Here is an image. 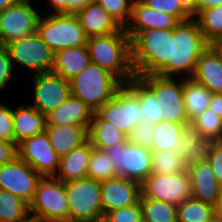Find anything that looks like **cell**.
<instances>
[{"label": "cell", "instance_id": "cell-1", "mask_svg": "<svg viewBox=\"0 0 222 222\" xmlns=\"http://www.w3.org/2000/svg\"><path fill=\"white\" fill-rule=\"evenodd\" d=\"M209 45L194 18L179 22L174 27V35L171 36L169 62L157 75L191 78L198 58Z\"/></svg>", "mask_w": 222, "mask_h": 222}, {"label": "cell", "instance_id": "cell-2", "mask_svg": "<svg viewBox=\"0 0 222 222\" xmlns=\"http://www.w3.org/2000/svg\"><path fill=\"white\" fill-rule=\"evenodd\" d=\"M91 63L112 73L122 84L135 77L131 60V40L122 29L119 33L87 38Z\"/></svg>", "mask_w": 222, "mask_h": 222}, {"label": "cell", "instance_id": "cell-3", "mask_svg": "<svg viewBox=\"0 0 222 222\" xmlns=\"http://www.w3.org/2000/svg\"><path fill=\"white\" fill-rule=\"evenodd\" d=\"M174 29H148L131 40V60L135 75H157L169 62Z\"/></svg>", "mask_w": 222, "mask_h": 222}, {"label": "cell", "instance_id": "cell-4", "mask_svg": "<svg viewBox=\"0 0 222 222\" xmlns=\"http://www.w3.org/2000/svg\"><path fill=\"white\" fill-rule=\"evenodd\" d=\"M71 95L96 112L123 85L112 73L90 63L69 80Z\"/></svg>", "mask_w": 222, "mask_h": 222}, {"label": "cell", "instance_id": "cell-5", "mask_svg": "<svg viewBox=\"0 0 222 222\" xmlns=\"http://www.w3.org/2000/svg\"><path fill=\"white\" fill-rule=\"evenodd\" d=\"M36 32L53 53L67 48L85 46L88 38L75 14L69 13L51 12L45 17L41 15Z\"/></svg>", "mask_w": 222, "mask_h": 222}, {"label": "cell", "instance_id": "cell-6", "mask_svg": "<svg viewBox=\"0 0 222 222\" xmlns=\"http://www.w3.org/2000/svg\"><path fill=\"white\" fill-rule=\"evenodd\" d=\"M68 198L64 182L42 177L29 203L30 217L42 222H68Z\"/></svg>", "mask_w": 222, "mask_h": 222}, {"label": "cell", "instance_id": "cell-7", "mask_svg": "<svg viewBox=\"0 0 222 222\" xmlns=\"http://www.w3.org/2000/svg\"><path fill=\"white\" fill-rule=\"evenodd\" d=\"M157 98L156 124L161 121L190 123L185 111L182 93V78L162 77L158 75L138 76ZM177 80V81H176Z\"/></svg>", "mask_w": 222, "mask_h": 222}, {"label": "cell", "instance_id": "cell-8", "mask_svg": "<svg viewBox=\"0 0 222 222\" xmlns=\"http://www.w3.org/2000/svg\"><path fill=\"white\" fill-rule=\"evenodd\" d=\"M68 198V222H86L103 215L100 182L91 178L64 182Z\"/></svg>", "mask_w": 222, "mask_h": 222}, {"label": "cell", "instance_id": "cell-9", "mask_svg": "<svg viewBox=\"0 0 222 222\" xmlns=\"http://www.w3.org/2000/svg\"><path fill=\"white\" fill-rule=\"evenodd\" d=\"M6 48L14 69L18 64L33 74L52 71L54 53L37 32L9 42Z\"/></svg>", "mask_w": 222, "mask_h": 222}, {"label": "cell", "instance_id": "cell-10", "mask_svg": "<svg viewBox=\"0 0 222 222\" xmlns=\"http://www.w3.org/2000/svg\"><path fill=\"white\" fill-rule=\"evenodd\" d=\"M114 161V170L120 177L142 183L152 169V150L130 143H118L103 149Z\"/></svg>", "mask_w": 222, "mask_h": 222}, {"label": "cell", "instance_id": "cell-11", "mask_svg": "<svg viewBox=\"0 0 222 222\" xmlns=\"http://www.w3.org/2000/svg\"><path fill=\"white\" fill-rule=\"evenodd\" d=\"M96 113L128 136L139 122V99L123 84Z\"/></svg>", "mask_w": 222, "mask_h": 222}, {"label": "cell", "instance_id": "cell-12", "mask_svg": "<svg viewBox=\"0 0 222 222\" xmlns=\"http://www.w3.org/2000/svg\"><path fill=\"white\" fill-rule=\"evenodd\" d=\"M40 16L31 0L0 11V44L7 45L11 41L36 33Z\"/></svg>", "mask_w": 222, "mask_h": 222}, {"label": "cell", "instance_id": "cell-13", "mask_svg": "<svg viewBox=\"0 0 222 222\" xmlns=\"http://www.w3.org/2000/svg\"><path fill=\"white\" fill-rule=\"evenodd\" d=\"M141 194L146 198L180 205L191 198V184L187 171L180 174L151 173L141 183Z\"/></svg>", "mask_w": 222, "mask_h": 222}, {"label": "cell", "instance_id": "cell-14", "mask_svg": "<svg viewBox=\"0 0 222 222\" xmlns=\"http://www.w3.org/2000/svg\"><path fill=\"white\" fill-rule=\"evenodd\" d=\"M17 156L42 177H54L59 168L60 156L52 148L46 131L17 144Z\"/></svg>", "mask_w": 222, "mask_h": 222}, {"label": "cell", "instance_id": "cell-15", "mask_svg": "<svg viewBox=\"0 0 222 222\" xmlns=\"http://www.w3.org/2000/svg\"><path fill=\"white\" fill-rule=\"evenodd\" d=\"M33 104L41 114H48L64 103L71 95L70 82L53 72L34 74Z\"/></svg>", "mask_w": 222, "mask_h": 222}, {"label": "cell", "instance_id": "cell-16", "mask_svg": "<svg viewBox=\"0 0 222 222\" xmlns=\"http://www.w3.org/2000/svg\"><path fill=\"white\" fill-rule=\"evenodd\" d=\"M41 178V175L18 156L11 162L0 165V189L11 192L28 204L33 199Z\"/></svg>", "mask_w": 222, "mask_h": 222}, {"label": "cell", "instance_id": "cell-17", "mask_svg": "<svg viewBox=\"0 0 222 222\" xmlns=\"http://www.w3.org/2000/svg\"><path fill=\"white\" fill-rule=\"evenodd\" d=\"M100 189L105 215L112 210L136 204L141 195L140 183L120 176L101 181Z\"/></svg>", "mask_w": 222, "mask_h": 222}, {"label": "cell", "instance_id": "cell-18", "mask_svg": "<svg viewBox=\"0 0 222 222\" xmlns=\"http://www.w3.org/2000/svg\"><path fill=\"white\" fill-rule=\"evenodd\" d=\"M191 184V197L216 207L222 198V186L217 182L208 161L187 165Z\"/></svg>", "mask_w": 222, "mask_h": 222}, {"label": "cell", "instance_id": "cell-19", "mask_svg": "<svg viewBox=\"0 0 222 222\" xmlns=\"http://www.w3.org/2000/svg\"><path fill=\"white\" fill-rule=\"evenodd\" d=\"M179 21L172 15L157 12L141 0H133L131 15L123 28L131 39L137 32L148 29H174Z\"/></svg>", "mask_w": 222, "mask_h": 222}, {"label": "cell", "instance_id": "cell-20", "mask_svg": "<svg viewBox=\"0 0 222 222\" xmlns=\"http://www.w3.org/2000/svg\"><path fill=\"white\" fill-rule=\"evenodd\" d=\"M87 37L119 33L123 27L95 0L75 13Z\"/></svg>", "mask_w": 222, "mask_h": 222}, {"label": "cell", "instance_id": "cell-21", "mask_svg": "<svg viewBox=\"0 0 222 222\" xmlns=\"http://www.w3.org/2000/svg\"><path fill=\"white\" fill-rule=\"evenodd\" d=\"M93 114L94 111L79 98L70 95L64 103L46 114V126L77 124L88 129Z\"/></svg>", "mask_w": 222, "mask_h": 222}, {"label": "cell", "instance_id": "cell-22", "mask_svg": "<svg viewBox=\"0 0 222 222\" xmlns=\"http://www.w3.org/2000/svg\"><path fill=\"white\" fill-rule=\"evenodd\" d=\"M191 78L211 93H222V59L211 45L198 58Z\"/></svg>", "mask_w": 222, "mask_h": 222}, {"label": "cell", "instance_id": "cell-23", "mask_svg": "<svg viewBox=\"0 0 222 222\" xmlns=\"http://www.w3.org/2000/svg\"><path fill=\"white\" fill-rule=\"evenodd\" d=\"M91 151L92 146L86 140L68 154L60 157L59 168L54 178L62 182L86 178Z\"/></svg>", "mask_w": 222, "mask_h": 222}, {"label": "cell", "instance_id": "cell-24", "mask_svg": "<svg viewBox=\"0 0 222 222\" xmlns=\"http://www.w3.org/2000/svg\"><path fill=\"white\" fill-rule=\"evenodd\" d=\"M20 104L13 109L14 143L17 145L26 138L41 134L46 130V115L31 105Z\"/></svg>", "mask_w": 222, "mask_h": 222}, {"label": "cell", "instance_id": "cell-25", "mask_svg": "<svg viewBox=\"0 0 222 222\" xmlns=\"http://www.w3.org/2000/svg\"><path fill=\"white\" fill-rule=\"evenodd\" d=\"M90 63L87 45L67 48L54 53V64L51 72L70 80Z\"/></svg>", "mask_w": 222, "mask_h": 222}, {"label": "cell", "instance_id": "cell-26", "mask_svg": "<svg viewBox=\"0 0 222 222\" xmlns=\"http://www.w3.org/2000/svg\"><path fill=\"white\" fill-rule=\"evenodd\" d=\"M52 148L62 157L87 140V129L82 125L46 126Z\"/></svg>", "mask_w": 222, "mask_h": 222}, {"label": "cell", "instance_id": "cell-27", "mask_svg": "<svg viewBox=\"0 0 222 222\" xmlns=\"http://www.w3.org/2000/svg\"><path fill=\"white\" fill-rule=\"evenodd\" d=\"M212 142L211 139L198 133L190 123L185 125L181 132L179 153L187 165L206 161Z\"/></svg>", "mask_w": 222, "mask_h": 222}, {"label": "cell", "instance_id": "cell-28", "mask_svg": "<svg viewBox=\"0 0 222 222\" xmlns=\"http://www.w3.org/2000/svg\"><path fill=\"white\" fill-rule=\"evenodd\" d=\"M128 136L108 121L102 119L96 112L87 129V140L93 148L101 149L118 143H127Z\"/></svg>", "mask_w": 222, "mask_h": 222}, {"label": "cell", "instance_id": "cell-29", "mask_svg": "<svg viewBox=\"0 0 222 222\" xmlns=\"http://www.w3.org/2000/svg\"><path fill=\"white\" fill-rule=\"evenodd\" d=\"M182 93L189 122L209 108L212 93L192 78H182Z\"/></svg>", "mask_w": 222, "mask_h": 222}, {"label": "cell", "instance_id": "cell-30", "mask_svg": "<svg viewBox=\"0 0 222 222\" xmlns=\"http://www.w3.org/2000/svg\"><path fill=\"white\" fill-rule=\"evenodd\" d=\"M187 124L190 123L161 121L155 124L152 150L176 151L179 153L181 132Z\"/></svg>", "mask_w": 222, "mask_h": 222}, {"label": "cell", "instance_id": "cell-31", "mask_svg": "<svg viewBox=\"0 0 222 222\" xmlns=\"http://www.w3.org/2000/svg\"><path fill=\"white\" fill-rule=\"evenodd\" d=\"M139 99V122L149 121L156 124L157 98L155 93L137 76L125 84Z\"/></svg>", "mask_w": 222, "mask_h": 222}, {"label": "cell", "instance_id": "cell-32", "mask_svg": "<svg viewBox=\"0 0 222 222\" xmlns=\"http://www.w3.org/2000/svg\"><path fill=\"white\" fill-rule=\"evenodd\" d=\"M139 203L142 209V220L147 222H178L177 206L174 204L146 198L142 194Z\"/></svg>", "mask_w": 222, "mask_h": 222}, {"label": "cell", "instance_id": "cell-33", "mask_svg": "<svg viewBox=\"0 0 222 222\" xmlns=\"http://www.w3.org/2000/svg\"><path fill=\"white\" fill-rule=\"evenodd\" d=\"M29 217V204L26 201L0 189V222H23Z\"/></svg>", "mask_w": 222, "mask_h": 222}, {"label": "cell", "instance_id": "cell-34", "mask_svg": "<svg viewBox=\"0 0 222 222\" xmlns=\"http://www.w3.org/2000/svg\"><path fill=\"white\" fill-rule=\"evenodd\" d=\"M205 40L211 45L222 36V5L204 8L193 17Z\"/></svg>", "mask_w": 222, "mask_h": 222}, {"label": "cell", "instance_id": "cell-35", "mask_svg": "<svg viewBox=\"0 0 222 222\" xmlns=\"http://www.w3.org/2000/svg\"><path fill=\"white\" fill-rule=\"evenodd\" d=\"M151 173L171 175L186 172L187 164L176 151L152 150Z\"/></svg>", "mask_w": 222, "mask_h": 222}, {"label": "cell", "instance_id": "cell-36", "mask_svg": "<svg viewBox=\"0 0 222 222\" xmlns=\"http://www.w3.org/2000/svg\"><path fill=\"white\" fill-rule=\"evenodd\" d=\"M215 216V207L189 198L177 205L178 222H206Z\"/></svg>", "mask_w": 222, "mask_h": 222}, {"label": "cell", "instance_id": "cell-37", "mask_svg": "<svg viewBox=\"0 0 222 222\" xmlns=\"http://www.w3.org/2000/svg\"><path fill=\"white\" fill-rule=\"evenodd\" d=\"M114 161L101 149L93 148L87 168V178L104 181L118 176L114 170Z\"/></svg>", "mask_w": 222, "mask_h": 222}, {"label": "cell", "instance_id": "cell-38", "mask_svg": "<svg viewBox=\"0 0 222 222\" xmlns=\"http://www.w3.org/2000/svg\"><path fill=\"white\" fill-rule=\"evenodd\" d=\"M190 123L203 137L212 141H222V118L210 108H207Z\"/></svg>", "mask_w": 222, "mask_h": 222}, {"label": "cell", "instance_id": "cell-39", "mask_svg": "<svg viewBox=\"0 0 222 222\" xmlns=\"http://www.w3.org/2000/svg\"><path fill=\"white\" fill-rule=\"evenodd\" d=\"M148 7L157 12L174 16L179 22L193 18L189 0H141Z\"/></svg>", "mask_w": 222, "mask_h": 222}, {"label": "cell", "instance_id": "cell-40", "mask_svg": "<svg viewBox=\"0 0 222 222\" xmlns=\"http://www.w3.org/2000/svg\"><path fill=\"white\" fill-rule=\"evenodd\" d=\"M111 17L123 28L128 23L131 15L133 0H95Z\"/></svg>", "mask_w": 222, "mask_h": 222}, {"label": "cell", "instance_id": "cell-41", "mask_svg": "<svg viewBox=\"0 0 222 222\" xmlns=\"http://www.w3.org/2000/svg\"><path fill=\"white\" fill-rule=\"evenodd\" d=\"M155 124L149 121L138 122L128 135V141L143 148L152 150Z\"/></svg>", "mask_w": 222, "mask_h": 222}, {"label": "cell", "instance_id": "cell-42", "mask_svg": "<svg viewBox=\"0 0 222 222\" xmlns=\"http://www.w3.org/2000/svg\"><path fill=\"white\" fill-rule=\"evenodd\" d=\"M106 215L111 222H141L142 209L138 201L134 205L112 210Z\"/></svg>", "mask_w": 222, "mask_h": 222}, {"label": "cell", "instance_id": "cell-43", "mask_svg": "<svg viewBox=\"0 0 222 222\" xmlns=\"http://www.w3.org/2000/svg\"><path fill=\"white\" fill-rule=\"evenodd\" d=\"M0 140L14 143L13 109L0 102Z\"/></svg>", "mask_w": 222, "mask_h": 222}, {"label": "cell", "instance_id": "cell-44", "mask_svg": "<svg viewBox=\"0 0 222 222\" xmlns=\"http://www.w3.org/2000/svg\"><path fill=\"white\" fill-rule=\"evenodd\" d=\"M217 182L222 186V141H213L207 159Z\"/></svg>", "mask_w": 222, "mask_h": 222}, {"label": "cell", "instance_id": "cell-45", "mask_svg": "<svg viewBox=\"0 0 222 222\" xmlns=\"http://www.w3.org/2000/svg\"><path fill=\"white\" fill-rule=\"evenodd\" d=\"M14 68L6 45L0 44V91L7 88L12 81Z\"/></svg>", "mask_w": 222, "mask_h": 222}, {"label": "cell", "instance_id": "cell-46", "mask_svg": "<svg viewBox=\"0 0 222 222\" xmlns=\"http://www.w3.org/2000/svg\"><path fill=\"white\" fill-rule=\"evenodd\" d=\"M17 157V145L0 140V165L11 162Z\"/></svg>", "mask_w": 222, "mask_h": 222}, {"label": "cell", "instance_id": "cell-47", "mask_svg": "<svg viewBox=\"0 0 222 222\" xmlns=\"http://www.w3.org/2000/svg\"><path fill=\"white\" fill-rule=\"evenodd\" d=\"M193 17L204 8L222 5V0H189Z\"/></svg>", "mask_w": 222, "mask_h": 222}, {"label": "cell", "instance_id": "cell-48", "mask_svg": "<svg viewBox=\"0 0 222 222\" xmlns=\"http://www.w3.org/2000/svg\"><path fill=\"white\" fill-rule=\"evenodd\" d=\"M209 108L222 118V93H212Z\"/></svg>", "mask_w": 222, "mask_h": 222}, {"label": "cell", "instance_id": "cell-49", "mask_svg": "<svg viewBox=\"0 0 222 222\" xmlns=\"http://www.w3.org/2000/svg\"><path fill=\"white\" fill-rule=\"evenodd\" d=\"M53 8L52 13H69V0H47Z\"/></svg>", "mask_w": 222, "mask_h": 222}, {"label": "cell", "instance_id": "cell-50", "mask_svg": "<svg viewBox=\"0 0 222 222\" xmlns=\"http://www.w3.org/2000/svg\"><path fill=\"white\" fill-rule=\"evenodd\" d=\"M92 0H69V14H75Z\"/></svg>", "mask_w": 222, "mask_h": 222}, {"label": "cell", "instance_id": "cell-51", "mask_svg": "<svg viewBox=\"0 0 222 222\" xmlns=\"http://www.w3.org/2000/svg\"><path fill=\"white\" fill-rule=\"evenodd\" d=\"M27 0H0V11L6 9L9 6L25 2Z\"/></svg>", "mask_w": 222, "mask_h": 222}, {"label": "cell", "instance_id": "cell-52", "mask_svg": "<svg viewBox=\"0 0 222 222\" xmlns=\"http://www.w3.org/2000/svg\"><path fill=\"white\" fill-rule=\"evenodd\" d=\"M86 222H111L107 215L103 214L98 217H94L92 220Z\"/></svg>", "mask_w": 222, "mask_h": 222}, {"label": "cell", "instance_id": "cell-53", "mask_svg": "<svg viewBox=\"0 0 222 222\" xmlns=\"http://www.w3.org/2000/svg\"><path fill=\"white\" fill-rule=\"evenodd\" d=\"M211 46L217 51L222 59V42H213Z\"/></svg>", "mask_w": 222, "mask_h": 222}, {"label": "cell", "instance_id": "cell-54", "mask_svg": "<svg viewBox=\"0 0 222 222\" xmlns=\"http://www.w3.org/2000/svg\"><path fill=\"white\" fill-rule=\"evenodd\" d=\"M215 215L218 218L222 217V198L221 200L217 203L216 207H215Z\"/></svg>", "mask_w": 222, "mask_h": 222}, {"label": "cell", "instance_id": "cell-55", "mask_svg": "<svg viewBox=\"0 0 222 222\" xmlns=\"http://www.w3.org/2000/svg\"><path fill=\"white\" fill-rule=\"evenodd\" d=\"M206 222H222V218H218L216 215Z\"/></svg>", "mask_w": 222, "mask_h": 222}, {"label": "cell", "instance_id": "cell-56", "mask_svg": "<svg viewBox=\"0 0 222 222\" xmlns=\"http://www.w3.org/2000/svg\"><path fill=\"white\" fill-rule=\"evenodd\" d=\"M23 222H42V221H40L39 219H35V218H32V217H29L27 220H25Z\"/></svg>", "mask_w": 222, "mask_h": 222}, {"label": "cell", "instance_id": "cell-57", "mask_svg": "<svg viewBox=\"0 0 222 222\" xmlns=\"http://www.w3.org/2000/svg\"><path fill=\"white\" fill-rule=\"evenodd\" d=\"M215 42H222V36H221V38L220 39H218L217 41H215Z\"/></svg>", "mask_w": 222, "mask_h": 222}]
</instances>
